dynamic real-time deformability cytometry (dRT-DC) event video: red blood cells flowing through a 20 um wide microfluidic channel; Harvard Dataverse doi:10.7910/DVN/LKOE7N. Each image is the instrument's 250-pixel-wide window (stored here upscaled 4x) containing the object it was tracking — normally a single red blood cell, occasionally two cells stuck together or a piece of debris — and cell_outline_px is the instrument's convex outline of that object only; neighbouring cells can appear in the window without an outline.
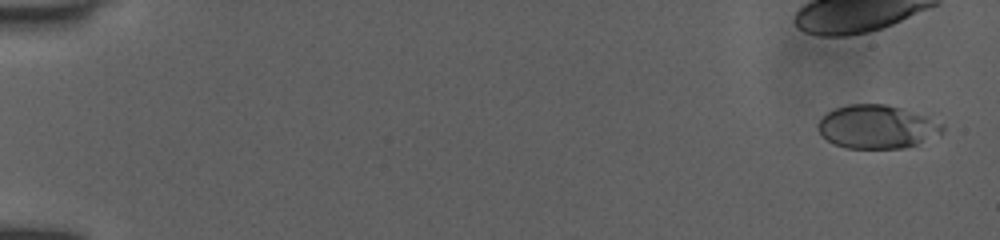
{"species": "human", "species_latin": "Homo sapiens", "temperature_condition": "room temperature", "stored_images_in_passage": 19, "camera_frame_rate_fps": 3000, "um_per_image_px": 0.085, "donor": {"sex": "female"}, "frame": {"image": 1, "passage_image": 1, "time_ms": 0.0, "image_size_px": [1000, 240], "cell_outline_px": [[944, 132], [916, 144], [904, 148], [844, 148], [832, 144], [820, 136], [816, 128], [816, 124], [820, 116], [832, 108], [848, 104], [888, 104], [932, 112], [944, 124]], "centroid_in_image_um": [74.6, 10.73], "position_along_channel_um": 10.4, "area_um2": 33.29}}